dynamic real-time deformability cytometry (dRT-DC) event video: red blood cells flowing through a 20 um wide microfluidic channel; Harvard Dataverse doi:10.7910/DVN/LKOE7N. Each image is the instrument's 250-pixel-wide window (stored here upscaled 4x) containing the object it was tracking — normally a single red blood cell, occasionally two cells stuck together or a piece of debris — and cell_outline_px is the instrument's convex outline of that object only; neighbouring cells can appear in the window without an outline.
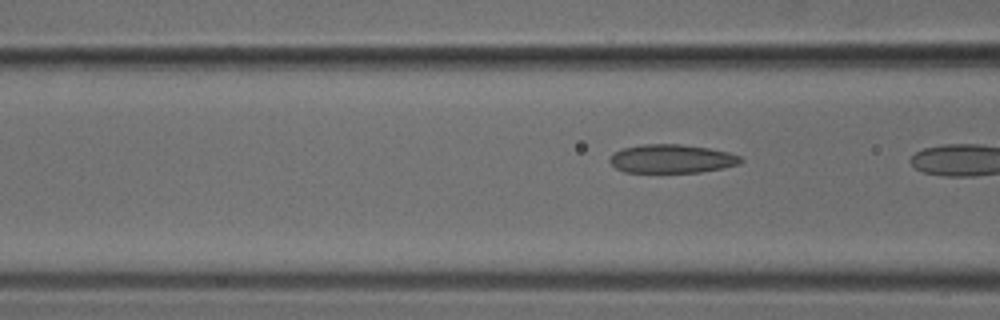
{"species": "common noctule bat (a hibernating species)", "species_latin": "Nyctalus noctula", "temperature_condition": "cold", "stored_images_in_passage": 5, "camera_frame_rate_fps": 3000, "um_per_image_px": 0.085, "animal": {"sex": "male", "body_mass_g": 18.8}, "frame": {"image": 1, "passage_image": 5, "time_ms": 1.333, "image_size_px": [1000, 320], "cell_outline_px": [[744, 160], [740, 164], [724, 168], [700, 172], [624, 172], [616, 168], [608, 160], [616, 152], [624, 148], [644, 144], [680, 144], [708, 148], [728, 152], [740, 156]], "centroid_in_image_um": [57.14, 13.5], "position_along_channel_um": 109.5, "area_um2": 21.73}}